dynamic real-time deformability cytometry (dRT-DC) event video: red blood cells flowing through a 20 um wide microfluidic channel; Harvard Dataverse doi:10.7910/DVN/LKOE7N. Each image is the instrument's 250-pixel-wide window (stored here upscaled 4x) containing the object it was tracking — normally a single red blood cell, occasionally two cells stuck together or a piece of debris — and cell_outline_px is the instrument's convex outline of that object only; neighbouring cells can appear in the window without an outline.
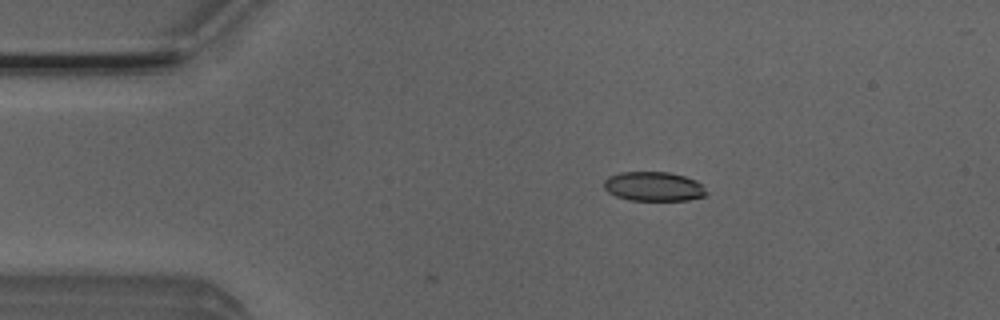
{"species": "Egyptian fruit bat (a non-hibernating species)", "species_latin": "Rousettus aegyptiacus", "temperature_condition": "room temperature", "stored_images_in_passage": 5, "camera_frame_rate_fps": 3000, "um_per_image_px": 0.085, "animal": {"sex": "male"}, "frame": {"image": 1, "passage_image": 2, "time_ms": 0.333, "image_size_px": [1000, 320], "cell_outline_px": [[708, 192], [704, 196], [688, 200], [628, 200], [616, 196], [608, 192], [604, 188], [604, 180], [608, 176], [620, 172], [668, 172], [684, 176], [696, 180], [704, 184]], "centroid_in_image_um": [55.58, 15.84], "position_along_channel_um": 29.4, "area_um2": 17.69}}